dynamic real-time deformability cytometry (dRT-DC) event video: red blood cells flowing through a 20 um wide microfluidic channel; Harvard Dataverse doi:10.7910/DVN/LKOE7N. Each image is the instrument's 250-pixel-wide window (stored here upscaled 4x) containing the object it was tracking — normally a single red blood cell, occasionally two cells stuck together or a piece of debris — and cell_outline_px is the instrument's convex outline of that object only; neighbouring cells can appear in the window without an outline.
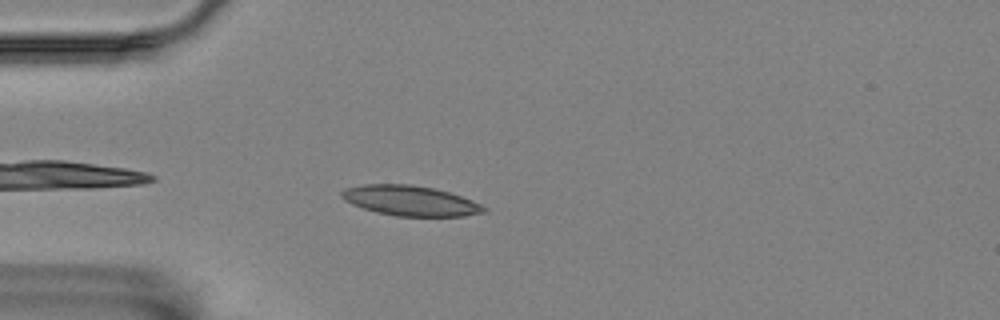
{"species": "Egyptian fruit bat (a non-hibernating species)", "species_latin": "Rousettus aegyptiacus", "temperature_condition": "room temperature", "stored_images_in_passage": 41, "camera_frame_rate_fps": 3000, "um_per_image_px": 0.085, "animal": {"sex": "female"}, "frame": {"image": 1, "passage_image": 3, "time_ms": 0.667, "image_size_px": [1000, 320], "cell_outline_px": [[488, 212], [464, 216], [396, 216], [376, 212], [352, 204], [344, 200], [340, 196], [340, 192], [344, 188], [364, 184], [412, 184], [432, 188], [448, 192], [472, 200], [488, 208]], "centroid_in_image_um": [34.87, 17.06], "position_along_channel_um": 50.1, "area_um2": 25.03}}
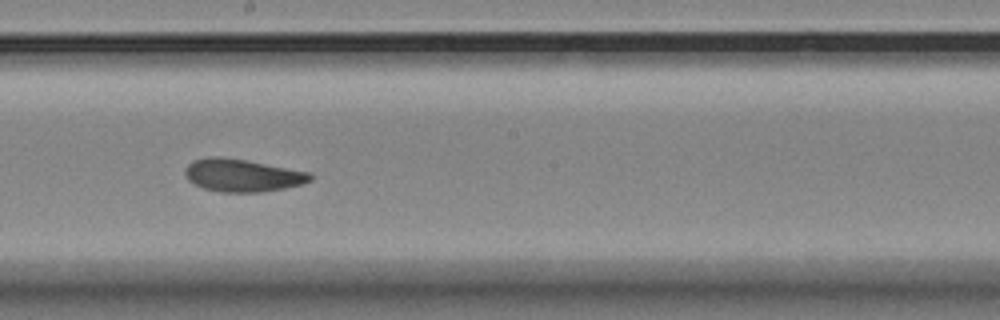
{"frame": {"image": 2, "passage_image": 19, "time_ms": 6.0, "image_size_px": [1000, 320], "cell_outline_px": [[312, 180], [300, 184], [284, 188], [260, 192], [220, 192], [204, 188], [188, 180], [184, 176], [184, 168], [192, 160], [208, 156], [220, 156], [244, 160], [312, 172]], "centroid_in_image_um": [20.56, 14.89], "position_along_channel_um": 227.6, "area_um2": 23.87}}
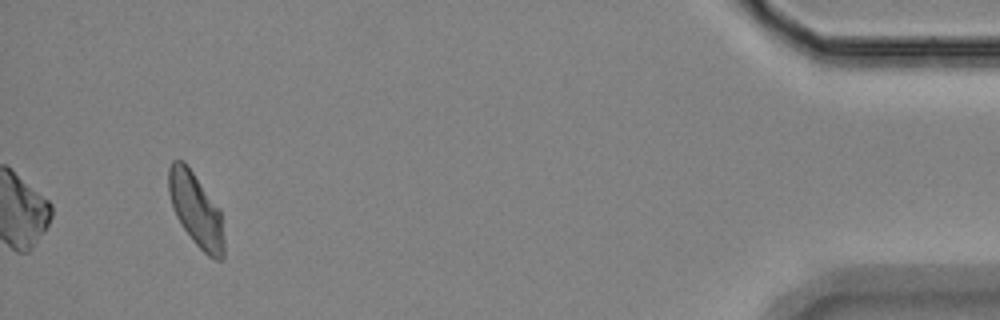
{"frame": {"image": 3, "passage_image": 41, "time_ms": 13.333, "image_size_px": [1000, 320], "cell_outline_px": [[224, 260], [216, 260], [208, 256], [192, 240], [180, 224], [172, 208], [168, 192], [168, 168], [172, 160], [184, 160], [220, 208], [224, 240]], "centroid_in_image_um": [16.65, 17.82], "position_along_channel_um": 418.5, "area_um2": 24.04}, "authors_computed_cell_mechanics": {"area_um2": 24.3338, "velocity_mm_per_s": 3.5475, "shape_relaxation_time_tau1_ms": null, "shape_relaxation_time_tau2_ms": 2.5398, "deformation_change_tau1": null, "deformation_change_tau2": 0.0776}}